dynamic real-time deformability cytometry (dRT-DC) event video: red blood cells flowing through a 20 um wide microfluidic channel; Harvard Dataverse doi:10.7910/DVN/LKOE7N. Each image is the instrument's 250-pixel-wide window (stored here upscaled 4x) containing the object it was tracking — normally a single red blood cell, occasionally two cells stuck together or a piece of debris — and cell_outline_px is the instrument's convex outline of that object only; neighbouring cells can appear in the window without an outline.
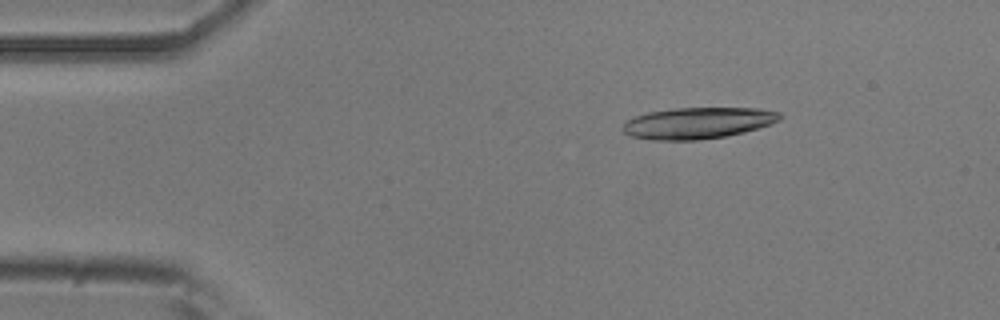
{"species": "common noctule bat (a hibernating species)", "species_latin": "Nyctalus noctula", "temperature_condition": "room temperature", "stored_images_in_passage": 49, "camera_frame_rate_fps": 3000, "um_per_image_px": 0.085, "animal": {"sex": "male", "body_mass_g": 20.5, "forearm_length_mm": 52.5}, "frame": {"image": 1, "passage_image": 5, "time_ms": 1.333, "image_size_px": [1000, 320], "cell_outline_px": [[784, 116], [780, 120], [760, 128], [744, 132], [724, 136], [700, 140], [652, 140], [632, 136], [624, 132], [624, 124], [628, 120], [636, 116], [648, 112], [676, 108], [760, 108], [780, 112]], "centroid_in_image_um": [59.38, 10.45], "position_along_channel_um": 25.6, "area_um2": 28.67}}